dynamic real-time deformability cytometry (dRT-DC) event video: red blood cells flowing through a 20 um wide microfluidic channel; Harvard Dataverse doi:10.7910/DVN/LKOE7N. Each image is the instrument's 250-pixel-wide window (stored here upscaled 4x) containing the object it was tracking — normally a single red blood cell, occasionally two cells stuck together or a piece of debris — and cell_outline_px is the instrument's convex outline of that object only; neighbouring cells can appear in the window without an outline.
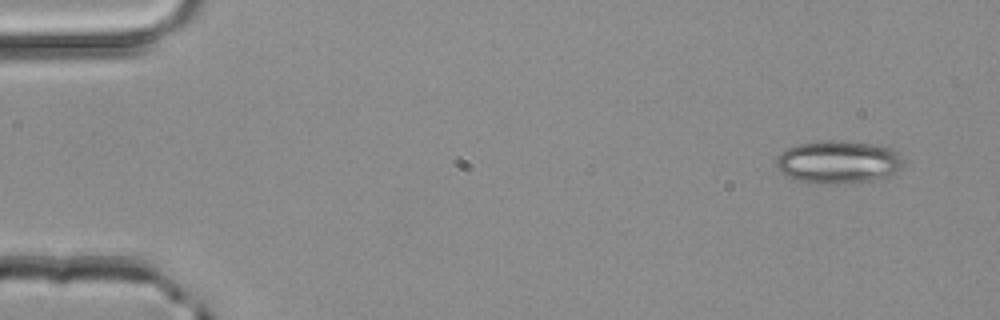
{"species": "common noctule bat (a hibernating species)", "species_latin": "Nyctalus noctula", "temperature_condition": "room temperature", "stored_images_in_passage": 3, "camera_frame_rate_fps": 3000, "um_per_image_px": 0.085, "animal": {"sex": "male", "body_mass_g": 20.4}, "frame": {"image": 1, "passage_image": 1, "time_ms": 0.0, "image_size_px": [1000, 320], "cell_outline_px": [[904, 156], [900, 168], [888, 180], [820, 184], [796, 180], [780, 172], [776, 168], [776, 156], [780, 152], [788, 148], [800, 144], [824, 140], [844, 140], [880, 144], [896, 148]], "centroid_in_image_um": [71.34, 13.76], "position_along_channel_um": 13.7, "area_um2": 32.77}}